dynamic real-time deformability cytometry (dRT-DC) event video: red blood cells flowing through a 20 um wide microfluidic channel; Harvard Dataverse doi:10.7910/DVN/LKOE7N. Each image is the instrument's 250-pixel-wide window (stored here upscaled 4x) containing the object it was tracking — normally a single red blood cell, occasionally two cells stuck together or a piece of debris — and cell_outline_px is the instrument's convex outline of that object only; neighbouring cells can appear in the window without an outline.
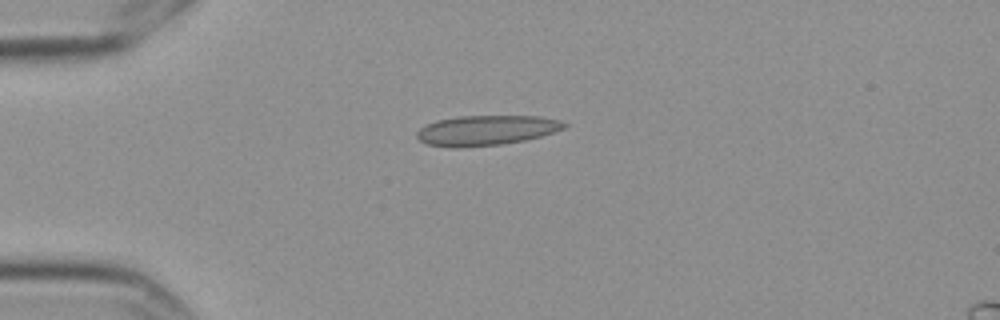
{"species": "Egyptian fruit bat (a non-hibernating species)", "species_latin": "Rousettus aegyptiacus", "temperature_condition": "cold", "stored_images_in_passage": 3, "camera_frame_rate_fps": 3000, "um_per_image_px": 0.085, "frame": {"image": 1, "passage_image": 1, "time_ms": 0.0, "image_size_px": [1000, 320], "cell_outline_px": [[568, 124], [564, 128], [540, 136], [524, 140], [500, 144], [456, 148], [452, 148], [428, 144], [420, 140], [416, 136], [416, 132], [420, 128], [436, 120], [456, 116], [540, 116], [560, 120]], "centroid_in_image_um": [41.31, 11.07], "position_along_channel_um": 43.7, "area_um2": 25.66}}
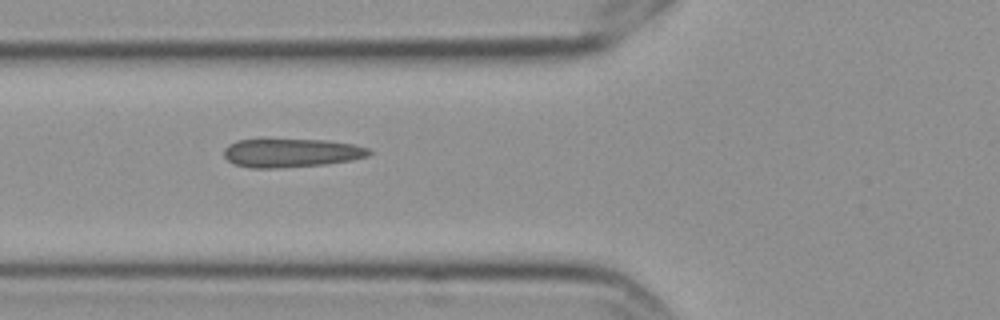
{"frame": {"image": 2, "passage_image": 3, "time_ms": 0.667, "image_size_px": [1000, 320], "cell_outline_px": [[372, 152], [368, 156], [352, 160], [324, 164], [276, 168], [248, 168], [232, 164], [224, 156], [224, 148], [228, 144], [236, 140], [328, 140], [352, 144], [368, 148]], "centroid_in_image_um": [24.72, 13.0], "position_along_channel_um": 101.1, "area_um2": 24.16}}